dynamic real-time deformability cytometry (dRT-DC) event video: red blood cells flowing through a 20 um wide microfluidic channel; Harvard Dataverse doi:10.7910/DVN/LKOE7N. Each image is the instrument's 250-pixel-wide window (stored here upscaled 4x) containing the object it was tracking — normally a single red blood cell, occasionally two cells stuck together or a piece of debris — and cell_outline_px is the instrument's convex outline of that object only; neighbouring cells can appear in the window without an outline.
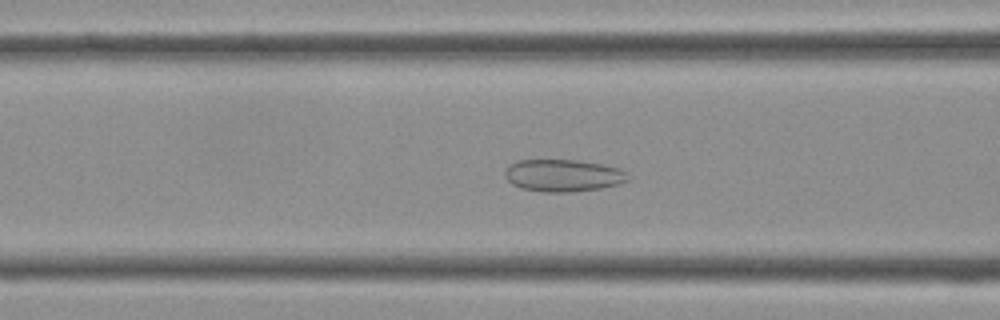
{"species": "Egyptian fruit bat (a non-hibernating species)", "species_latin": "Rousettus aegyptiacus", "temperature_condition": "cold", "stored_images_in_passage": 32, "camera_frame_rate_fps": 3000, "um_per_image_px": 0.085, "frame": {"image": 1, "passage_image": 7, "time_ms": 2.0, "image_size_px": [1000, 320], "cell_outline_px": [[628, 180], [620, 184], [600, 188], [572, 192], [544, 192], [520, 188], [512, 184], [504, 176], [504, 172], [508, 164], [516, 160], [580, 160], [620, 168], [624, 172]], "centroid_in_image_um": [47.81, 14.91], "position_along_channel_um": 118.8, "area_um2": 23.18}}
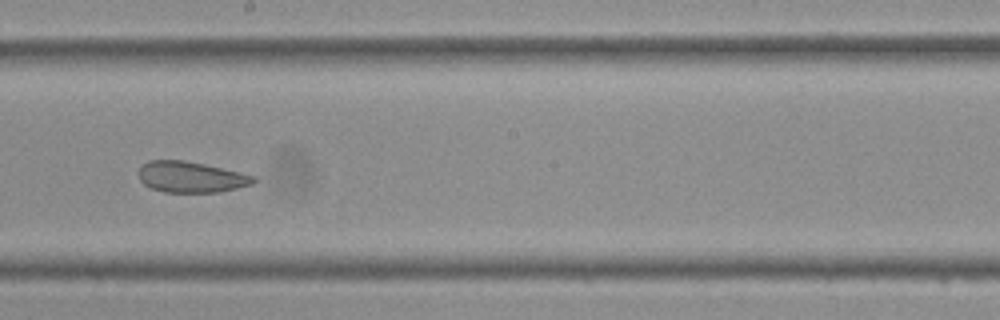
{"frame": {"image": 2, "passage_image": 14, "time_ms": 4.333, "image_size_px": [1000, 320], "cell_outline_px": [[256, 180], [252, 184], [236, 188], [216, 192], [164, 192], [152, 188], [144, 184], [140, 180], [140, 168], [148, 160], [184, 160], [204, 164], [240, 172], [256, 176]], "centroid_in_image_um": [16.24, 15.04], "position_along_channel_um": 232.0, "area_um2": 20.52}}
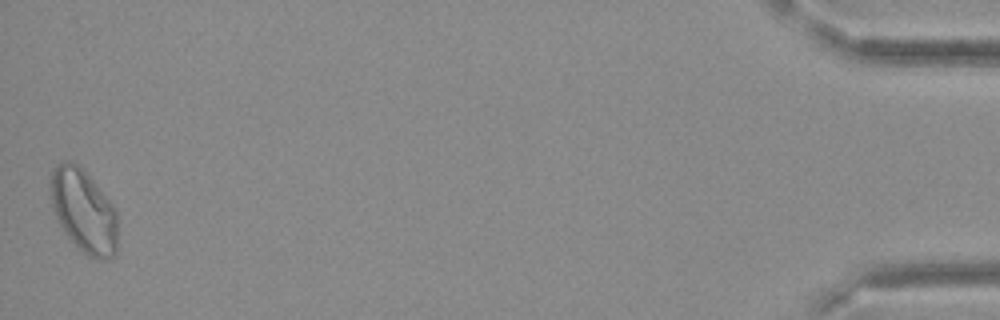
{"frame": {"image": 3, "passage_image": 32, "time_ms": 10.333, "image_size_px": [1000, 320], "cell_outline_px": [[116, 256], [108, 260], [104, 260], [88, 256], [68, 236], [60, 224], [56, 216], [52, 204], [52, 172], [56, 164], [64, 160], [72, 160], [92, 180], [112, 204], [116, 212]], "centroid_in_image_um": [7.13, 17.95], "position_along_channel_um": 428.1, "area_um2": 31.73}}